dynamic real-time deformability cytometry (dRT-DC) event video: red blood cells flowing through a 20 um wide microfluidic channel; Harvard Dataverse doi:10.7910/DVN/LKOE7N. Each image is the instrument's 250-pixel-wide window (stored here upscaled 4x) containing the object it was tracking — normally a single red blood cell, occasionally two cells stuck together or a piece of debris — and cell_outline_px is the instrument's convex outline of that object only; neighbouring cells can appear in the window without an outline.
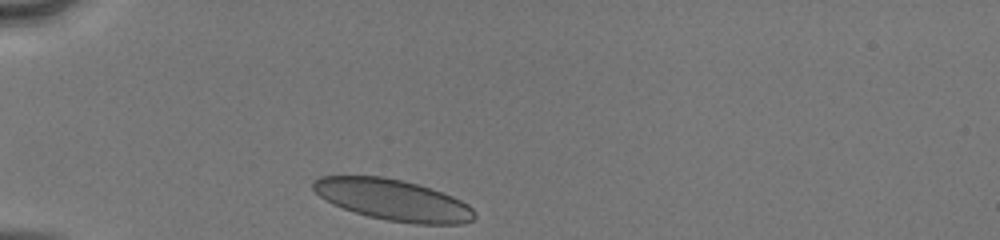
{"species": "human", "species_latin": "Homo sapiens", "temperature_condition": "cold", "stored_images_in_passage": 29, "camera_frame_rate_fps": 3000, "um_per_image_px": 0.085, "donor": {"sex": "male"}, "frame": {"image": 1, "passage_image": 1, "time_ms": 0.0, "image_size_px": [1000, 240], "cell_outline_px": [[476, 216], [472, 220], [460, 224], [416, 224], [388, 220], [368, 216], [332, 204], [320, 196], [312, 188], [312, 180], [320, 176], [384, 176], [404, 180], [452, 196], [468, 204], [476, 212]], "centroid_in_image_um": [33.4, 16.99], "position_along_channel_um": 51.6, "area_um2": 38.49}}
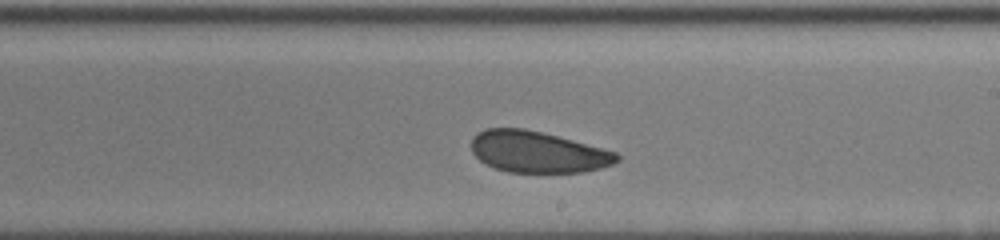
{"frame": {"image": 2, "passage_image": 17, "time_ms": 5.333, "image_size_px": [1000, 240], "cell_outline_px": [[620, 160], [612, 164], [600, 168], [584, 172], [508, 172], [496, 168], [480, 160], [472, 152], [472, 136], [476, 132], [484, 128], [524, 128], [572, 140], [616, 152], [620, 156]], "centroid_in_image_um": [45.68, 12.91], "position_along_channel_um": 243.3, "area_um2": 34.85}}
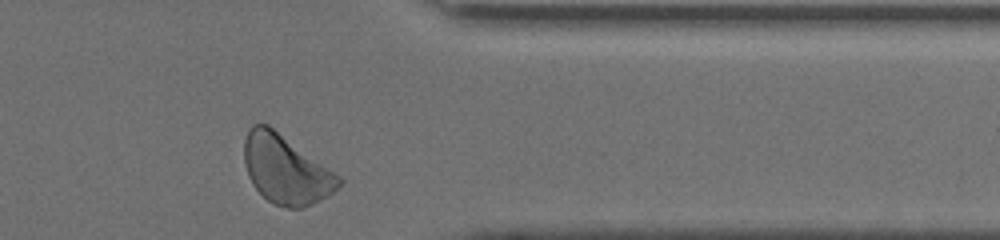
{"frame": {"image": 3, "passage_image": 28, "time_ms": 9.0, "image_size_px": [1000, 240], "cell_outline_px": [[344, 180], [332, 192], [320, 200], [312, 204], [300, 208], [288, 208], [276, 204], [268, 200], [252, 184], [248, 176], [244, 164], [244, 140], [248, 128], [252, 124], [268, 124], [340, 176]], "centroid_in_image_um": [24.26, 14.39], "position_along_channel_um": 387.1, "area_um2": 37.51}, "authors_computed_cell_mechanics": {"area_um2": 36.3562, "velocity_mm_per_s": 4.0794, "shape_relaxation_time_tau1_ms": 3.0626, "shape_relaxation_time_tau2_ms": 2.9464, "deformation_change_tau1": 0.0596, "deformation_change_tau2": 0.0742}}